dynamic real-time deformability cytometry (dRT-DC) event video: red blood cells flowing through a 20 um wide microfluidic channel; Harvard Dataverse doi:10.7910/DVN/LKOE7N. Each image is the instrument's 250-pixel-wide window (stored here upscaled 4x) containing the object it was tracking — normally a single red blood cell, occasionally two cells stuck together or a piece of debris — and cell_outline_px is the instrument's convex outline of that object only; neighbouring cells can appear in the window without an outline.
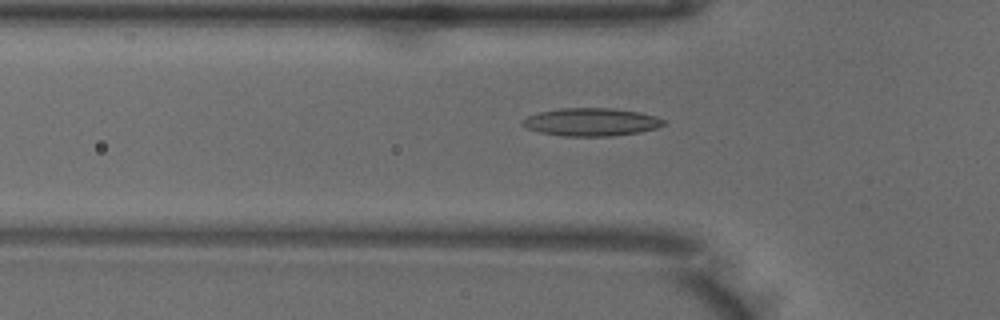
{"species": "common noctule bat (a hibernating species)", "species_latin": "Nyctalus noctula", "temperature_condition": "warm", "stored_images_in_passage": 36, "camera_frame_rate_fps": 3000, "um_per_image_px": 0.085, "animal": {"sex": "male", "body_mass_g": 18.8}, "frame": {"image": 1, "passage_image": 4, "time_ms": 1.0, "image_size_px": [1000, 320], "cell_outline_px": [[664, 124], [656, 128], [640, 132], [612, 136], [560, 136], [540, 132], [528, 128], [520, 124], [520, 120], [528, 116], [540, 112], [560, 108], [612, 108], [640, 112], [656, 116], [664, 120]], "centroid_in_image_um": [50.24, 10.37], "position_along_channel_um": 75.6, "area_um2": 23.0}}
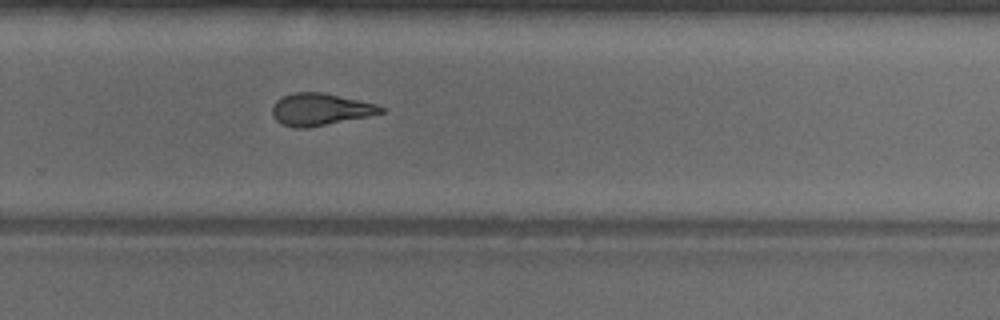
{"frame": {"image": 2, "passage_image": 21, "time_ms": 6.667, "image_size_px": [1000, 320], "cell_outline_px": [[384, 112], [368, 116], [308, 128], [296, 128], [284, 124], [276, 120], [272, 116], [272, 108], [276, 100], [292, 92], [324, 92], [376, 104], [384, 108]], "centroid_in_image_um": [27.2, 9.29], "position_along_channel_um": 302.6, "area_um2": 20.23}}
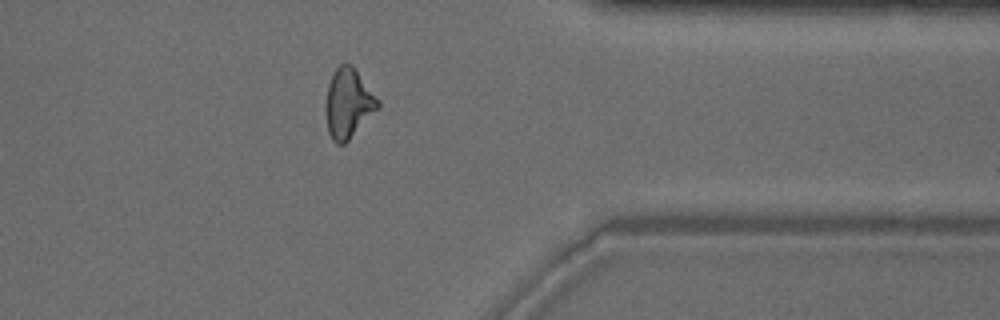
{"frame": {"image": 3, "passage_image": 28, "time_ms": 9.0, "image_size_px": [1000, 320], "cell_outline_px": [[380, 108], [344, 144], [336, 144], [332, 140], [328, 132], [324, 112], [324, 104], [328, 84], [332, 72], [340, 64], [352, 64], [380, 100]], "centroid_in_image_um": [29.59, 8.78], "position_along_channel_um": 381.8, "area_um2": 21.62}, "authors_computed_cell_mechanics": {"area_um2": 20.8658, "velocity_mm_per_s": 3.9901, "shape_relaxation_time_tau1_ms": null, "shape_relaxation_time_tau2_ms": 2.5488, "deformation_change_tau1": null, "deformation_change_tau2": 0.1198}}